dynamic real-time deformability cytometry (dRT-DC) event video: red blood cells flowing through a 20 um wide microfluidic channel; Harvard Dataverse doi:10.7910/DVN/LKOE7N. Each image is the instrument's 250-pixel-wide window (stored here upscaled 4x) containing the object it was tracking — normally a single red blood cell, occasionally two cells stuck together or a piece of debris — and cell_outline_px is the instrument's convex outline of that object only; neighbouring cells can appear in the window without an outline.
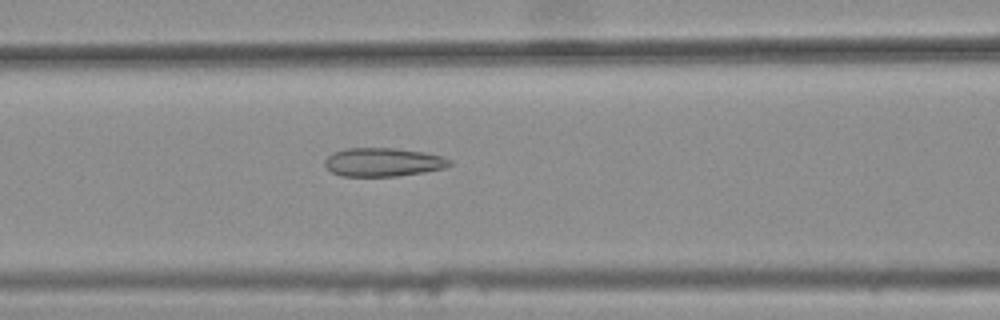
{"species": "common noctule bat (a hibernating species)", "species_latin": "Nyctalus noctula", "temperature_condition": "warm", "stored_images_in_passage": 41, "camera_frame_rate_fps": 3000, "um_per_image_px": 0.085, "animal": {"sex": "female", "body_mass_g": 25.1}, "frame": {"image": 1, "passage_image": 16, "time_ms": 5.0, "image_size_px": [1000, 320], "cell_outline_px": [[452, 164], [444, 168], [424, 172], [396, 176], [340, 176], [332, 172], [324, 164], [324, 160], [332, 152], [344, 148], [396, 148], [424, 152], [440, 156], [452, 160]], "centroid_in_image_um": [32.54, 13.78], "position_along_channel_um": 134.1, "area_um2": 20.87}}
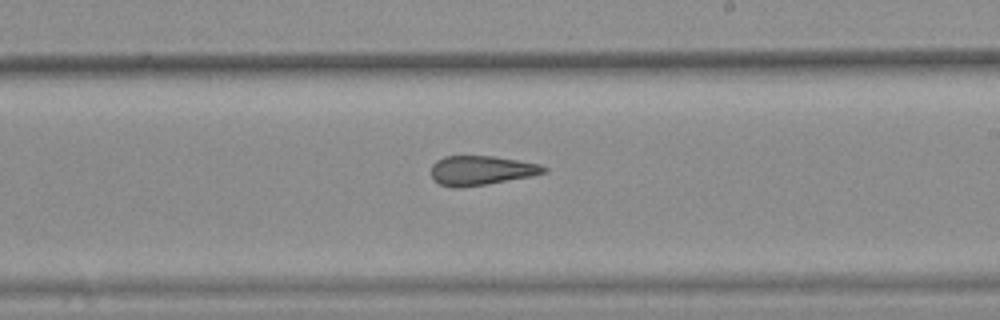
{"frame": {"image": 2, "passage_image": 25, "time_ms": 8.0, "image_size_px": [1000, 320], "cell_outline_px": [[548, 172], [488, 184], [460, 188], [452, 188], [440, 184], [432, 176], [432, 164], [436, 160], [444, 156], [492, 156], [540, 164], [548, 168]], "centroid_in_image_um": [40.89, 14.49], "position_along_channel_um": 248.1, "area_um2": 19.19}}
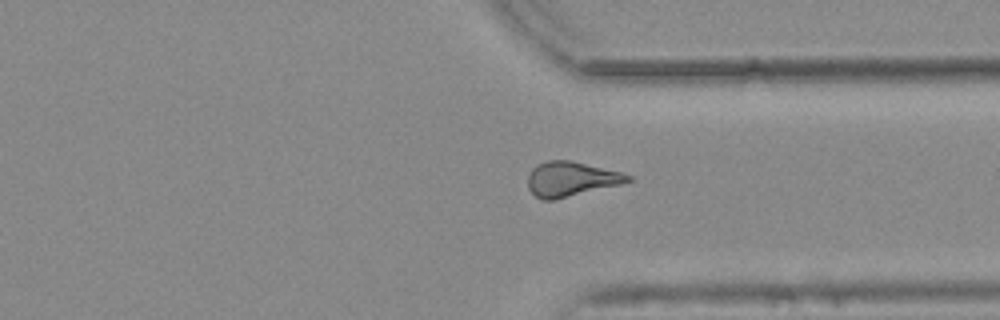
{"frame": {"image": 3, "passage_image": 34, "time_ms": 11.0, "image_size_px": [1000, 320], "cell_outline_px": [[632, 180], [620, 184], [556, 200], [540, 200], [528, 188], [528, 176], [532, 168], [536, 164], [548, 160], [568, 160], [620, 172], [632, 176]], "centroid_in_image_um": [48.49, 15.23], "position_along_channel_um": 362.9, "area_um2": 20.11}, "authors_computed_cell_mechanics": {"area_um2": 20.1722, "velocity_mm_per_s": 3.8076, "shape_relaxation_time_tau1_ms": null, "shape_relaxation_time_tau2_ms": 2.0051, "deformation_change_tau1": null, "deformation_change_tau2": 0.1187}}